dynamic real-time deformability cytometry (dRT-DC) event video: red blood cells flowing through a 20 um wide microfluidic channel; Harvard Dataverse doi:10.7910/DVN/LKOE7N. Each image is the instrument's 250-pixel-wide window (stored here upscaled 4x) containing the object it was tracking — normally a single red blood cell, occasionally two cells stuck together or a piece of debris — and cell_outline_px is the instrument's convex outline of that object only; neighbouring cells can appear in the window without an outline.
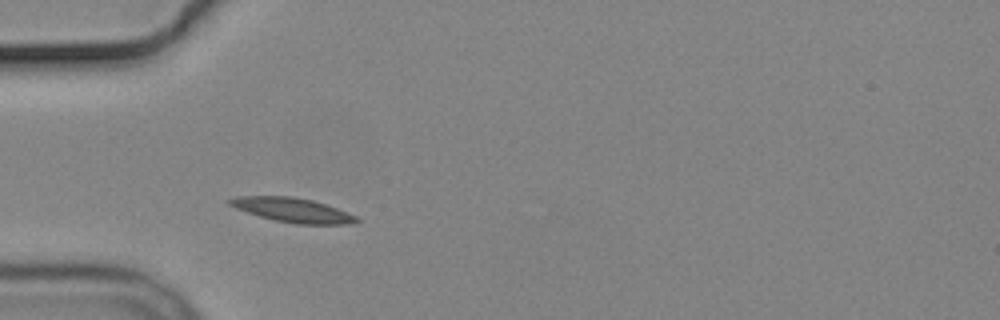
{"species": "common noctule bat (a hibernating species)", "species_latin": "Nyctalus noctula", "temperature_condition": "cold", "stored_images_in_passage": 5, "camera_frame_rate_fps": 3000, "um_per_image_px": 0.085, "animal": {"sex": "male", "body_mass_g": 19.2, "forearm_length_mm": 51.8}, "frame": {"image": 1, "passage_image": 3, "time_ms": 3.0, "image_size_px": [1000, 320], "cell_outline_px": [[360, 220], [352, 224], [296, 224], [276, 220], [260, 216], [236, 208], [228, 204], [224, 200], [236, 196], [292, 196], [312, 200], [348, 212], [356, 216]], "centroid_in_image_um": [24.85, 17.84], "position_along_channel_um": 60.2, "area_um2": 17.92}}
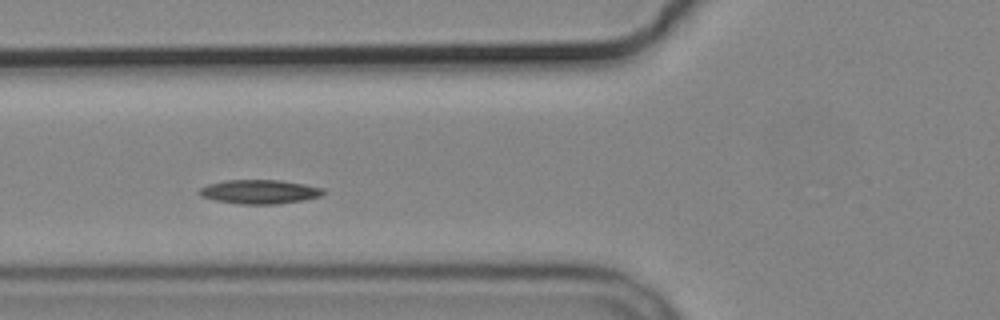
{"frame": {"image": 2, "passage_image": 4, "time_ms": 4.333, "image_size_px": [1000, 320], "cell_outline_px": [[328, 192], [320, 196], [304, 200], [276, 204], [240, 204], [216, 200], [200, 196], [196, 192], [200, 188], [208, 184], [224, 180], [280, 180], [304, 184], [324, 188]], "centroid_in_image_um": [22.07, 16.29], "position_along_channel_um": 103.7, "area_um2": 17.51}}
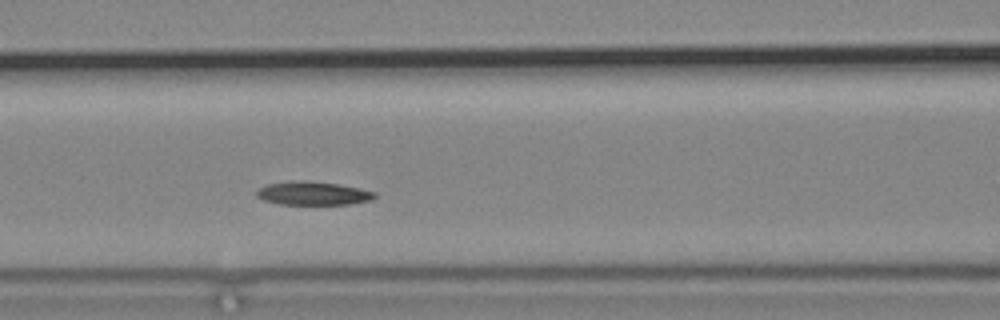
{"frame": {"image": 3, "passage_image": 5, "time_ms": 5.333, "image_size_px": [1000, 320], "cell_outline_px": [[376, 196], [372, 200], [348, 204], [280, 204], [264, 200], [256, 196], [256, 192], [260, 188], [268, 184], [296, 180], [312, 180], [340, 184], [360, 188], [376, 192]], "centroid_in_image_um": [26.64, 16.42], "position_along_channel_um": 140.0, "area_um2": 16.24}}